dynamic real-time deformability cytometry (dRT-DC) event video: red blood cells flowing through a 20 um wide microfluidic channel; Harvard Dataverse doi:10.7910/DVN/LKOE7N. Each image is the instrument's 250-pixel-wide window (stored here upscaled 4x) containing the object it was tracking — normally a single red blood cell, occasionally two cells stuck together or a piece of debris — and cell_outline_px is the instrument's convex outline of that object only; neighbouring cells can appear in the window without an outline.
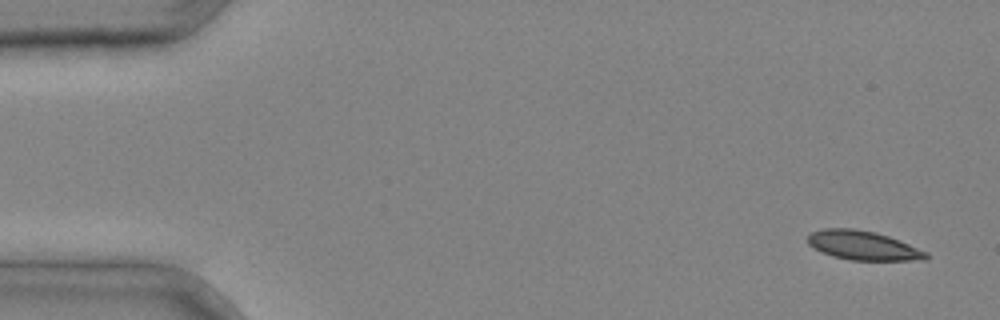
{"species": "common noctule bat (a hibernating species)", "species_latin": "Nyctalus noctula", "temperature_condition": "cold", "stored_images_in_passage": 4, "camera_frame_rate_fps": 3000, "um_per_image_px": 0.085, "animal": {"sex": "male", "body_mass_g": 20.4}, "frame": {"image": 1, "passage_image": 1, "time_ms": 0.0, "image_size_px": [1000, 320], "cell_outline_px": [[928, 260], [852, 260], [832, 256], [808, 244], [808, 232], [824, 228], [852, 228], [876, 232], [888, 236], [928, 252]], "centroid_in_image_um": [73.36, 20.85], "position_along_channel_um": 11.6, "area_um2": 20.0}}
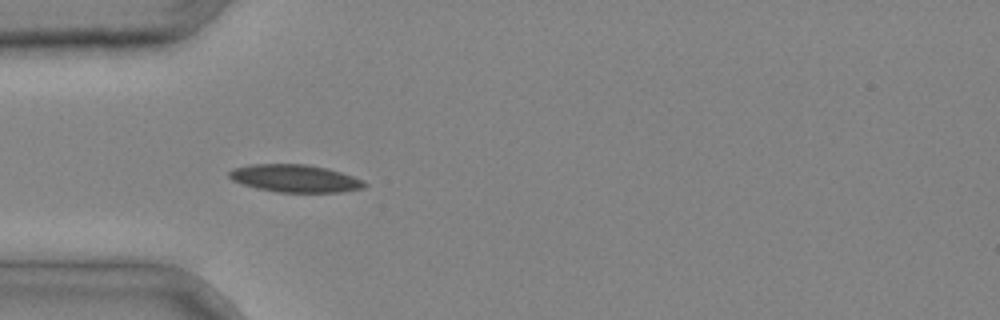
{"frame": {"image": 2, "passage_image": 4, "time_ms": 1.0, "image_size_px": [1000, 320], "cell_outline_px": [[368, 184], [364, 188], [340, 192], [276, 192], [256, 188], [232, 180], [228, 176], [228, 172], [232, 168], [252, 164], [304, 164], [324, 168], [340, 172], [364, 180]], "centroid_in_image_um": [25.06, 15.17], "position_along_channel_um": 59.9, "area_um2": 21.68}}